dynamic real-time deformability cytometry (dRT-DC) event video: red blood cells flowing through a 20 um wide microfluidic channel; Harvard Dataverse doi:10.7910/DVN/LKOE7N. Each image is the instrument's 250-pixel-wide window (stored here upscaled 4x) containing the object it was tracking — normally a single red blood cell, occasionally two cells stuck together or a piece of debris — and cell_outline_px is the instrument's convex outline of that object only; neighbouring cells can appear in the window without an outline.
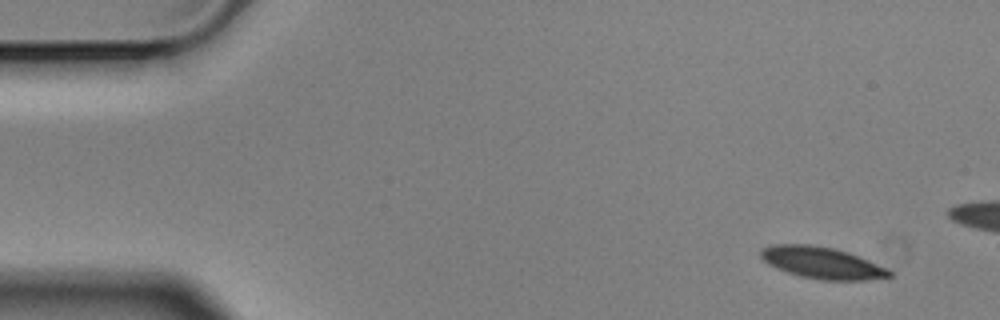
{"species": "Egyptian fruit bat (a non-hibernating species)", "species_latin": "Rousettus aegyptiacus", "temperature_condition": "cold", "stored_images_in_passage": 4, "camera_frame_rate_fps": 3000, "um_per_image_px": 0.085, "animal": {"sex": "male"}, "frame": {"image": 1, "passage_image": 1, "time_ms": 0.0, "image_size_px": [1000, 320], "cell_outline_px": [[892, 276], [864, 280], [820, 280], [800, 276], [776, 268], [768, 264], [760, 256], [760, 252], [764, 248], [772, 244], [812, 244], [832, 248], [848, 252], [888, 268], [892, 272]], "centroid_in_image_um": [69.87, 22.33], "position_along_channel_um": 15.1, "area_um2": 23.64}}